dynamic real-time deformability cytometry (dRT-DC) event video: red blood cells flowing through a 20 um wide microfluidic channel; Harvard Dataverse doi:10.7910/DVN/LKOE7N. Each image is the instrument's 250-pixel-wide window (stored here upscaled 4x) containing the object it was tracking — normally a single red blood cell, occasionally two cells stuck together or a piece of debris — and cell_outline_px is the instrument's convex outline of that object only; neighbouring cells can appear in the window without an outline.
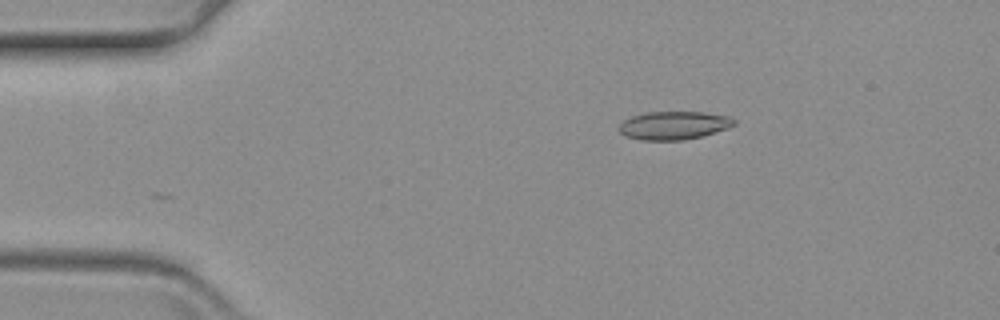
{"species": "common noctule bat (a hibernating species)", "species_latin": "Nyctalus noctula", "temperature_condition": "warm", "stored_images_in_passage": 34, "camera_frame_rate_fps": 3000, "um_per_image_px": 0.085, "animal": {"sex": "female", "body_mass_g": 19.3, "forearm_length_mm": 54.1}, "frame": {"image": 1, "passage_image": 1, "time_ms": 0.0, "image_size_px": [1000, 320], "cell_outline_px": [[736, 124], [728, 128], [700, 136], [684, 140], [644, 140], [624, 136], [616, 128], [624, 120], [632, 116], [648, 112], [704, 112], [732, 116], [736, 120]], "centroid_in_image_um": [57.28, 10.65], "position_along_channel_um": 27.7, "area_um2": 19.02}}
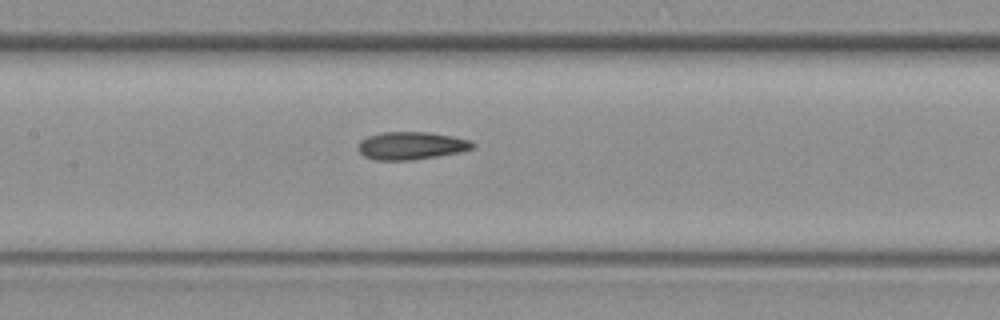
{"frame": {"image": 2, "passage_image": 19, "time_ms": 6.0, "image_size_px": [1000, 320], "cell_outline_px": [[476, 144], [472, 148], [460, 152], [412, 160], [372, 160], [364, 156], [356, 148], [360, 140], [368, 136], [380, 132], [432, 132], [452, 136], [468, 140]], "centroid_in_image_um": [34.9, 12.38], "position_along_channel_um": 172.5, "area_um2": 18.61}}
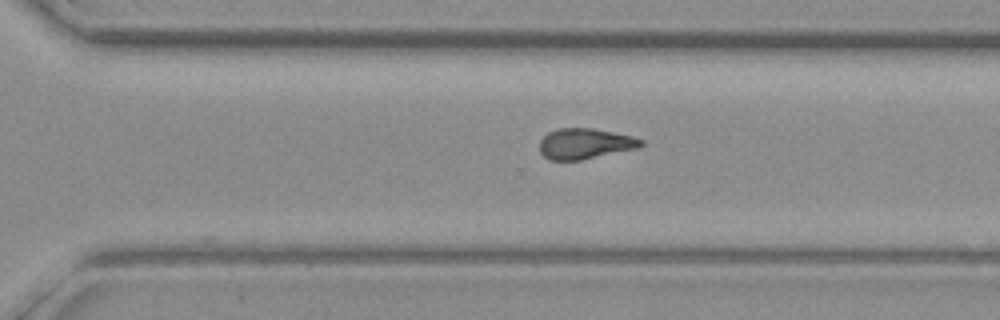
{"frame": {"image": 3, "passage_image": 32, "time_ms": 10.333, "image_size_px": [1000, 320], "cell_outline_px": [[644, 144], [636, 148], [580, 160], [548, 160], [540, 152], [540, 140], [548, 132], [560, 128], [592, 128], [632, 136], [644, 140]], "centroid_in_image_um": [49.7, 12.21], "position_along_channel_um": 320.9, "area_um2": 17.92}}